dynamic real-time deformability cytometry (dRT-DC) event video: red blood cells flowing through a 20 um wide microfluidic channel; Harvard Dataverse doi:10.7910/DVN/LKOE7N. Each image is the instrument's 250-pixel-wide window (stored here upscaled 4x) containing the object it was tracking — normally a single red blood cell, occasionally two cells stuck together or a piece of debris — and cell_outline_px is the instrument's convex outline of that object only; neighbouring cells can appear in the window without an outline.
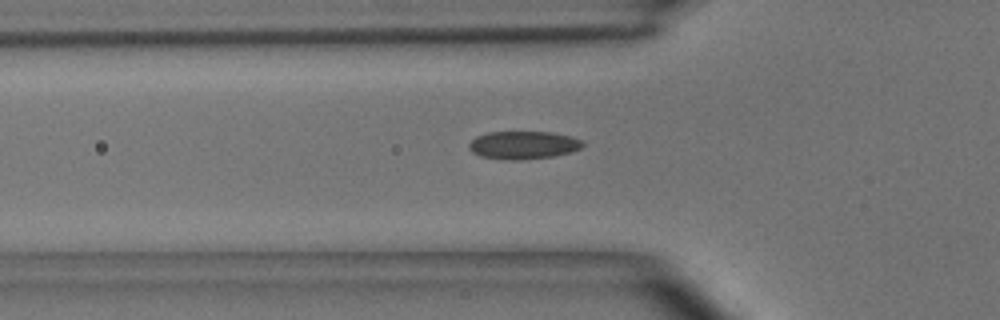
{"species": "common noctule bat (a hibernating species)", "species_latin": "Nyctalus noctula", "temperature_condition": "room temperature", "stored_images_in_passage": 37, "camera_frame_rate_fps": 3000, "um_per_image_px": 0.085, "animal": {"sex": "male", "body_mass_g": 15.6}, "frame": {"image": 1, "passage_image": 9, "time_ms": 2.667, "image_size_px": [1000, 320], "cell_outline_px": [[584, 144], [580, 148], [572, 152], [552, 156], [520, 160], [508, 160], [480, 156], [472, 152], [468, 148], [468, 144], [476, 136], [488, 132], [552, 132], [572, 136], [580, 140]], "centroid_in_image_um": [44.46, 12.33], "position_along_channel_um": 81.3, "area_um2": 18.55}}
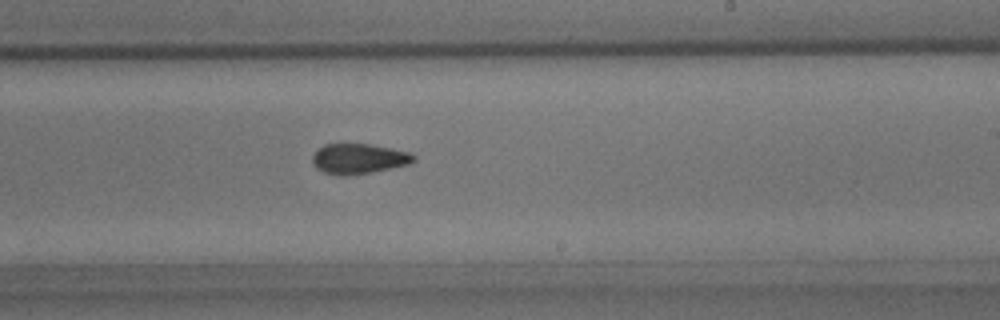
{"frame": {"image": 2, "passage_image": 22, "time_ms": 7.0, "image_size_px": [1000, 320], "cell_outline_px": [[416, 160], [408, 164], [372, 172], [348, 176], [340, 176], [324, 172], [316, 168], [312, 164], [312, 156], [324, 144], [368, 144], [408, 152], [416, 156]], "centroid_in_image_um": [30.46, 13.51], "position_along_channel_um": 258.5, "area_um2": 17.69}}
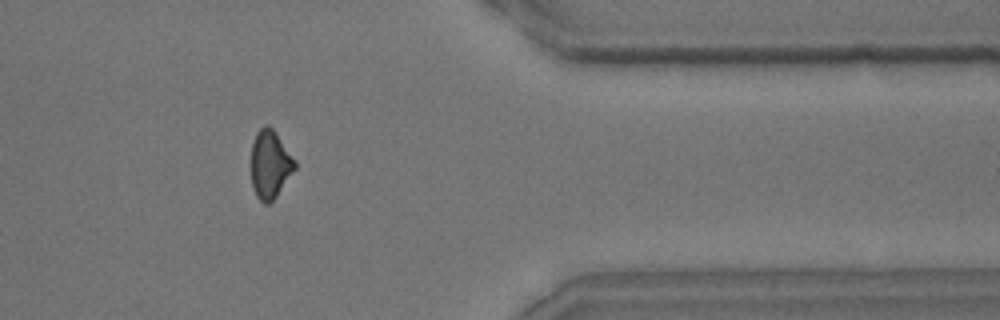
{"frame": {"image": 3, "passage_image": 33, "time_ms": 10.667, "image_size_px": [1000, 320], "cell_outline_px": [[296, 168], [276, 196], [268, 204], [264, 204], [256, 196], [252, 184], [252, 144], [256, 132], [264, 124], [268, 124], [276, 132], [296, 160]], "centroid_in_image_um": [22.97, 13.94], "position_along_channel_um": 388.4, "area_um2": 17.34}}